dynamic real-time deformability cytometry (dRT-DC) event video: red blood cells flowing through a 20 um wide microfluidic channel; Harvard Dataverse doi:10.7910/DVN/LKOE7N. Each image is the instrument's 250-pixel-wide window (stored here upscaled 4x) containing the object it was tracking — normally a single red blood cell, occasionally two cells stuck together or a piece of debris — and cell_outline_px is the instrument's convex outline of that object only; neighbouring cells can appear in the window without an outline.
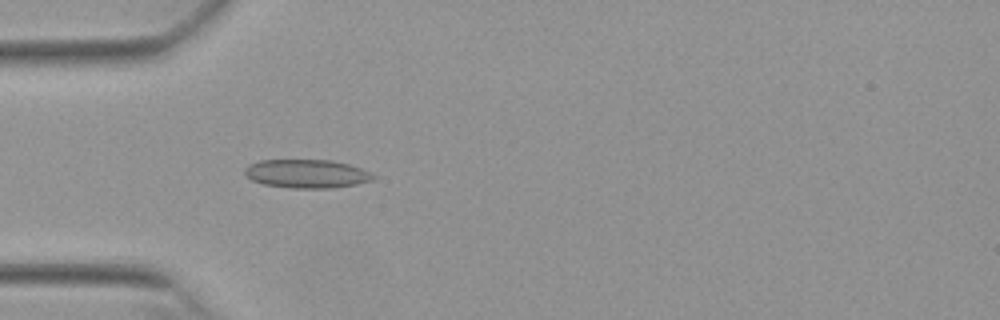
{"species": "Egyptian fruit bat (a non-hibernating species)", "species_latin": "Rousettus aegyptiacus", "temperature_condition": "warm", "stored_images_in_passage": 42, "camera_frame_rate_fps": 3000, "um_per_image_px": 0.085, "animal": {"sex": "female"}, "frame": {"image": 1, "passage_image": 5, "time_ms": 1.333, "image_size_px": [1000, 320], "cell_outline_px": [[376, 176], [372, 180], [356, 184], [332, 188], [288, 188], [264, 184], [252, 180], [244, 172], [244, 168], [248, 164], [260, 160], [332, 160], [348, 164], [360, 168]], "centroid_in_image_um": [26.04, 14.76], "position_along_channel_um": 59.0, "area_um2": 21.33}}
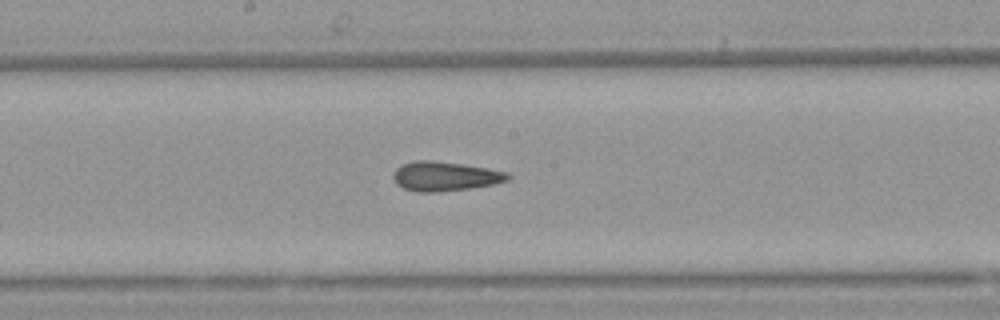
{"frame": {"image": 2, "passage_image": 17, "time_ms": 5.333, "image_size_px": [1000, 320], "cell_outline_px": [[512, 176], [508, 180], [492, 184], [472, 188], [440, 192], [416, 192], [404, 188], [396, 184], [392, 176], [396, 168], [404, 164], [416, 160], [432, 160], [488, 168], [508, 172]], "centroid_in_image_um": [37.82, 14.99], "position_along_channel_um": 210.4, "area_um2": 19.65}}
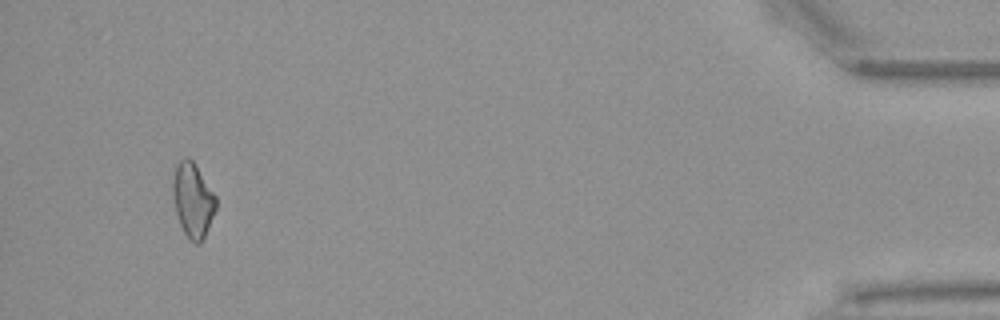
{"frame": {"image": 3, "passage_image": 39, "time_ms": 12.667, "image_size_px": [1000, 320], "cell_outline_px": [[216, 208], [204, 236], [200, 244], [196, 244], [188, 240], [180, 224], [176, 212], [172, 192], [172, 184], [176, 164], [184, 156], [188, 156], [192, 160], [216, 196]], "centroid_in_image_um": [16.37, 17.0], "position_along_channel_um": 418.8, "area_um2": 18.55}, "authors_computed_cell_mechanics": {"area_um2": 19.1029, "velocity_mm_per_s": 3.8658, "shape_relaxation_time_tau1_ms": null, "shape_relaxation_time_tau2_ms": 4.4346, "deformation_change_tau1": null, "deformation_change_tau2": 0.1286}}